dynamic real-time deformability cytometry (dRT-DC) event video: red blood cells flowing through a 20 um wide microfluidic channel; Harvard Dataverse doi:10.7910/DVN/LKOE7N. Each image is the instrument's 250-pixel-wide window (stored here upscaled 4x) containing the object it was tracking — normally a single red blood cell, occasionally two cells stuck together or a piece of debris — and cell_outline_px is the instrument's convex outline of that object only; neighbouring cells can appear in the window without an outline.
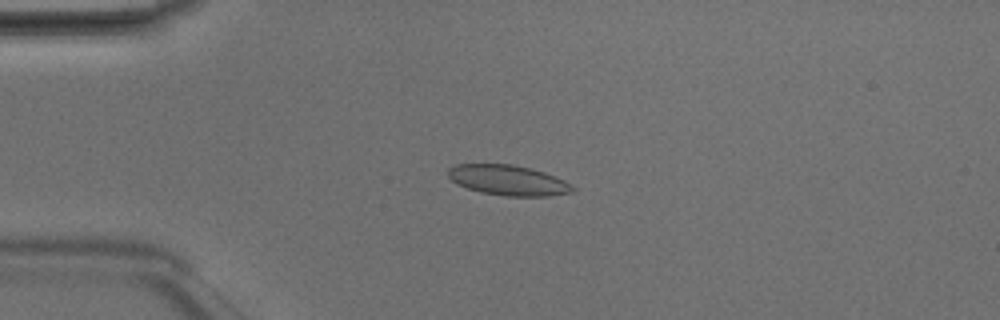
{"species": "Egyptian fruit bat (a non-hibernating species)", "species_latin": "Rousettus aegyptiacus", "temperature_condition": "room temperature", "stored_images_in_passage": 40, "camera_frame_rate_fps": 3000, "um_per_image_px": 0.085, "animal": {"sex": "male"}, "frame": {"image": 1, "passage_image": 3, "time_ms": 0.667, "image_size_px": [1000, 320], "cell_outline_px": [[576, 188], [572, 192], [552, 196], [504, 196], [480, 192], [456, 184], [448, 176], [448, 168], [456, 164], [512, 164], [544, 172], [564, 180], [572, 184]], "centroid_in_image_um": [43.2, 15.32], "position_along_channel_um": 41.8, "area_um2": 22.02}}
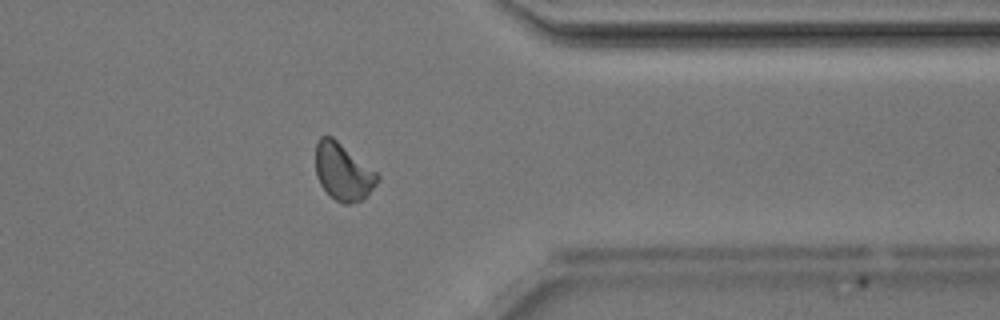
{"frame": {"image": 2, "passage_image": 30, "time_ms": 9.667, "image_size_px": [1000, 320], "cell_outline_px": [[380, 180], [360, 200], [348, 204], [344, 204], [336, 200], [320, 184], [316, 176], [316, 144], [320, 136], [332, 136], [376, 172], [380, 176]], "centroid_in_image_um": [29.14, 14.58], "position_along_channel_um": 382.3, "area_um2": 20.11}}
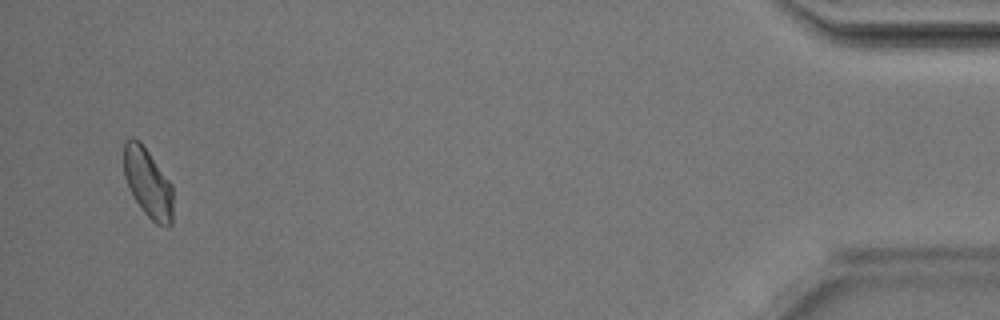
{"frame": {"image": 3, "passage_image": 38, "time_ms": 12.333, "image_size_px": [1000, 320], "cell_outline_px": [[172, 224], [168, 228], [156, 224], [144, 212], [132, 196], [128, 188], [124, 176], [124, 144], [132, 136], [140, 140], [172, 184]], "centroid_in_image_um": [12.57, 15.56], "position_along_channel_um": 422.6, "area_um2": 20.0}, "authors_computed_cell_mechanics": {"area_um2": 20.4323, "velocity_mm_per_s": 4.1733, "shape_relaxation_time_tau1_ms": 4.9592, "shape_relaxation_time_tau2_ms": 2.8464, "deformation_change_tau1": 0.0897, "deformation_change_tau2": 0.0668}}